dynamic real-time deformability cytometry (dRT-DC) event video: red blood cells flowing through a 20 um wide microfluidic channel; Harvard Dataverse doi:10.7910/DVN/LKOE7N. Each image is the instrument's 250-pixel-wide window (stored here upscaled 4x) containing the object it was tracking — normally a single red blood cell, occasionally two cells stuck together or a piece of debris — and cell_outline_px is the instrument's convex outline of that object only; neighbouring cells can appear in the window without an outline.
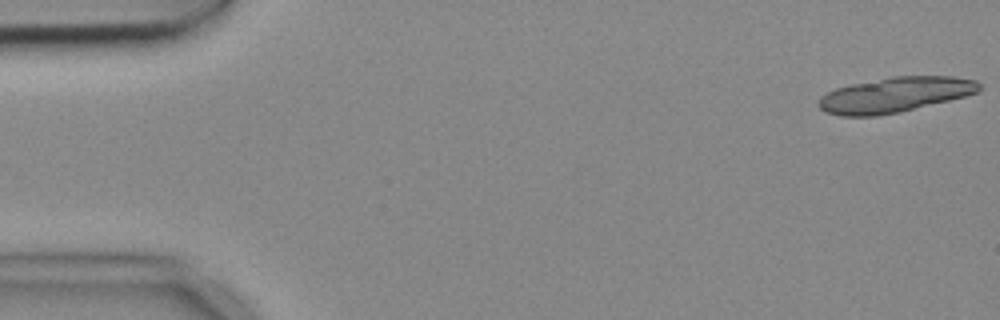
{"species": "common noctule bat (a hibernating species)", "species_latin": "Nyctalus noctula", "temperature_condition": "cold", "stored_images_in_passage": 6, "camera_frame_rate_fps": 3000, "um_per_image_px": 0.085, "animal": {"sex": "female", "body_mass_g": 18.4}, "frame": {"image": 1, "passage_image": 1, "time_ms": 0.0, "image_size_px": [1000, 320], "cell_outline_px": [[980, 92], [900, 112], [876, 116], [840, 116], [824, 112], [816, 104], [820, 96], [836, 88], [852, 84], [892, 76], [952, 76], [976, 80], [980, 84]], "centroid_in_image_um": [76.04, 8.06], "position_along_channel_um": 9.0, "area_um2": 32.89}}